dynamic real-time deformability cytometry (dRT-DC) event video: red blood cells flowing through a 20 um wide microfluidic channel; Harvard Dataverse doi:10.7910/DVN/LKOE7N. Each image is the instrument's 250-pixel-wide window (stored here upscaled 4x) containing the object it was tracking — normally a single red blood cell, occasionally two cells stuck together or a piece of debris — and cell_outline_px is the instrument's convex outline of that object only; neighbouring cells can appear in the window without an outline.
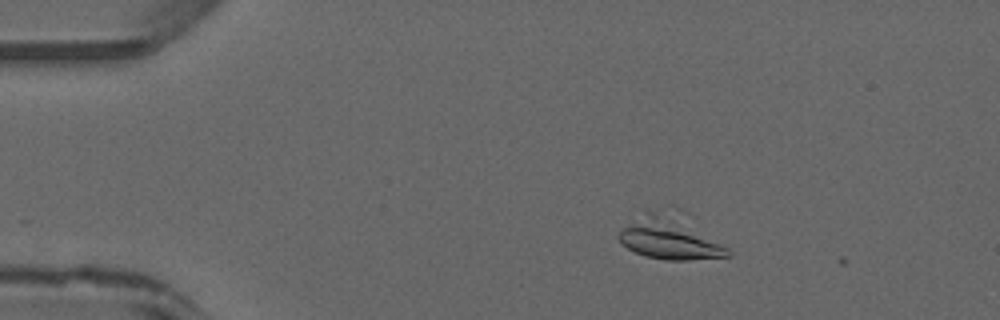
{"species": "common noctule bat (a hibernating species)", "species_latin": "Nyctalus noctula", "temperature_condition": "warm", "stored_images_in_passage": 4, "camera_frame_rate_fps": 3000, "um_per_image_px": 0.085, "animal": {"sex": "male", "forearm_length_mm": 52.5}, "frame": {"image": 1, "passage_image": 3, "time_ms": 0.667, "image_size_px": [1000, 320], "cell_outline_px": [[732, 256], [688, 260], [668, 260], [644, 256], [620, 244], [616, 236], [644, 208], [676, 204], [688, 212], [728, 248], [732, 252]], "centroid_in_image_um": [57.02, 20.03], "position_along_channel_um": 28.0, "area_um2": 30.35}}